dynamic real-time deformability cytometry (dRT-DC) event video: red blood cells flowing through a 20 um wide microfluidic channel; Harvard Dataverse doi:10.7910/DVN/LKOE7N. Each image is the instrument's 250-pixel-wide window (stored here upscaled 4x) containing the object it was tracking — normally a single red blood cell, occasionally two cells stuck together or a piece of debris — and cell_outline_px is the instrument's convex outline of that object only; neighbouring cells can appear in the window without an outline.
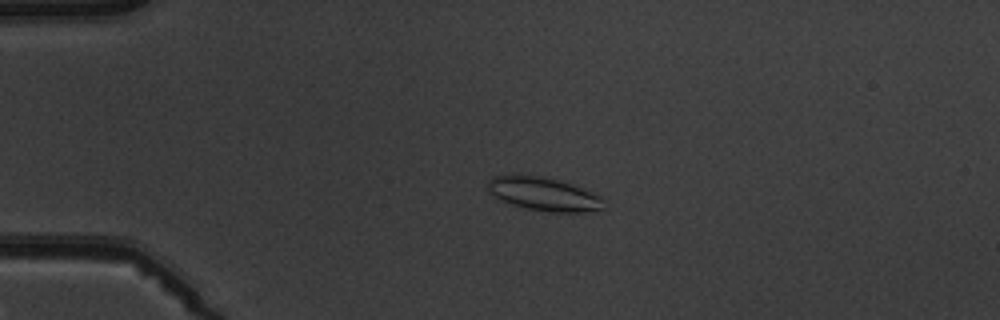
{"species": "common noctule bat (a hibernating species)", "species_latin": "Nyctalus noctula", "temperature_condition": "warm", "stored_images_in_passage": 4, "camera_frame_rate_fps": 3000, "um_per_image_px": 0.085, "animal": {"sex": "male", "body_mass_g": 19.5, "forearm_length_mm": 54.6}, "frame": {"image": 1, "passage_image": 3, "time_ms": 2.333, "image_size_px": [1000, 320], "cell_outline_px": [[604, 208], [584, 212], [552, 212], [528, 208], [512, 204], [500, 200], [488, 188], [488, 180], [492, 176], [544, 176], [572, 184], [592, 192], [600, 196], [604, 200]], "centroid_in_image_um": [46.26, 16.5], "position_along_channel_um": 38.7, "area_um2": 22.14}}